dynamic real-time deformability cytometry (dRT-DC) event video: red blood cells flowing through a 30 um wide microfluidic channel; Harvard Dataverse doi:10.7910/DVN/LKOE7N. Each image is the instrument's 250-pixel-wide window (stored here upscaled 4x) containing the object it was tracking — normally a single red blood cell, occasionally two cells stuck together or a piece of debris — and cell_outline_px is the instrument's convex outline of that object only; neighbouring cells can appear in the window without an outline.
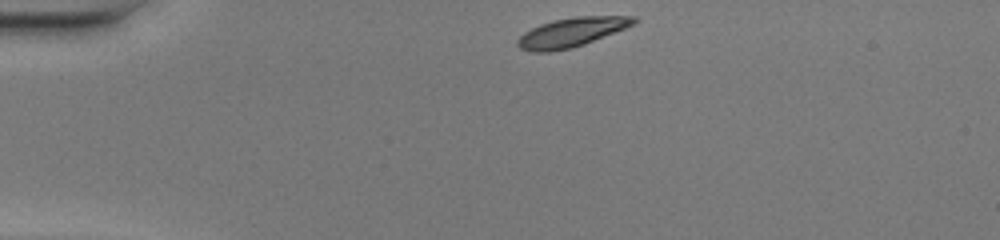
{"species": "common noctule bat (a hibernating species)", "species_latin": "Nyctalus noctula", "temperature_condition": "warm", "stored_images_in_passage": 40, "camera_frame_rate_fps": 3000, "um_per_image_px": 0.085, "animal": {"sex": "female", "body_mass_g": 20.0, "forearm_length_mm": 54.0}, "frame": {"image": 1, "passage_image": 1, "time_ms": 0.0, "image_size_px": [1000, 240], "cell_outline_px": [[640, 20], [636, 24], [584, 44], [572, 48], [552, 52], [532, 52], [520, 48], [516, 44], [516, 40], [524, 32], [540, 24], [552, 20], [576, 16], [636, 16]], "centroid_in_image_um": [48.6, 2.74], "position_along_channel_um": 36.4, "area_um2": 20.0}}
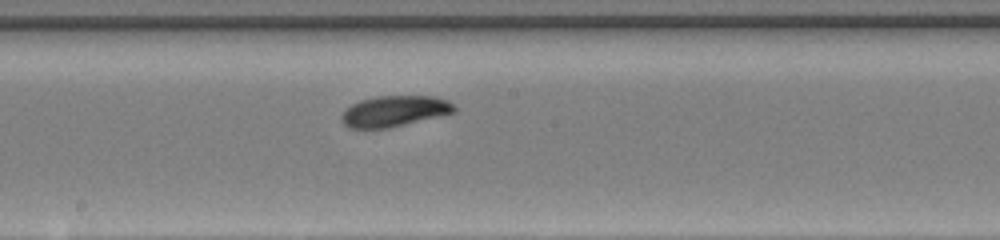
{"frame": {"image": 2, "passage_image": 18, "time_ms": 5.667, "image_size_px": [1000, 240], "cell_outline_px": [[456, 112], [388, 128], [348, 128], [340, 120], [340, 116], [352, 104], [360, 100], [380, 96], [432, 96], [448, 100], [456, 108]], "centroid_in_image_um": [33.52, 9.45], "position_along_channel_um": 214.7, "area_um2": 20.11}}
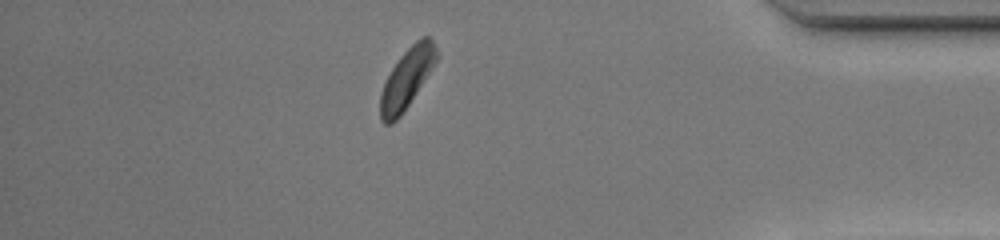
{"frame": {"image": 3, "passage_image": 34, "time_ms": 11.0, "image_size_px": [1000, 240], "cell_outline_px": [[440, 56], [400, 116], [392, 124], [384, 124], [380, 120], [380, 92], [392, 68], [400, 56], [420, 36], [428, 36], [432, 40]], "centroid_in_image_um": [34.57, 6.66], "position_along_channel_um": 400.6, "area_um2": 19.36}, "authors_computed_cell_mechanics": {"area_um2": 20.1433, "velocity_mm_per_s": 4.0932, "shape_relaxation_time_tau1_ms": 2.2306, "shape_relaxation_time_tau2_ms": null, "deformation_change_tau1": 0.1359, "deformation_change_tau2": null}}